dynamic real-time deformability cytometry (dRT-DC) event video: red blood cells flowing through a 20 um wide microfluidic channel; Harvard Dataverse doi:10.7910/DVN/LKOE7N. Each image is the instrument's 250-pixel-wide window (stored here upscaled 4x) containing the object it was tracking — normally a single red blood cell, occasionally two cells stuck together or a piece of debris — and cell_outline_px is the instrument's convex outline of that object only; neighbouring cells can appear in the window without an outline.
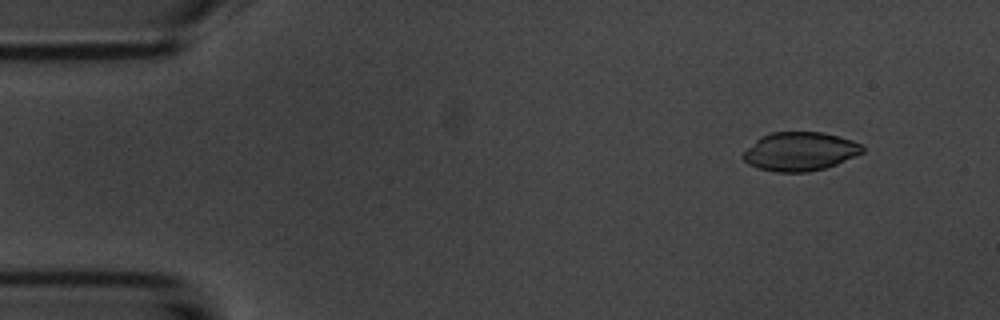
{"species": "common noctule bat (a hibernating species)", "species_latin": "Nyctalus noctula", "temperature_condition": "room temperature", "stored_images_in_passage": 5, "camera_frame_rate_fps": 3000, "um_per_image_px": 0.085, "animal": {"sex": "male", "body_mass_g": 20.1, "forearm_length_mm": 53.5}, "frame": {"image": 1, "passage_image": 2, "time_ms": 1.333, "image_size_px": [1000, 320], "cell_outline_px": [[864, 152], [856, 156], [836, 164], [824, 168], [808, 172], [776, 172], [760, 168], [748, 164], [740, 156], [760, 136], [772, 132], [824, 132], [840, 136], [864, 144]], "centroid_in_image_um": [68.02, 12.86], "position_along_channel_um": 17.0, "area_um2": 27.05}}